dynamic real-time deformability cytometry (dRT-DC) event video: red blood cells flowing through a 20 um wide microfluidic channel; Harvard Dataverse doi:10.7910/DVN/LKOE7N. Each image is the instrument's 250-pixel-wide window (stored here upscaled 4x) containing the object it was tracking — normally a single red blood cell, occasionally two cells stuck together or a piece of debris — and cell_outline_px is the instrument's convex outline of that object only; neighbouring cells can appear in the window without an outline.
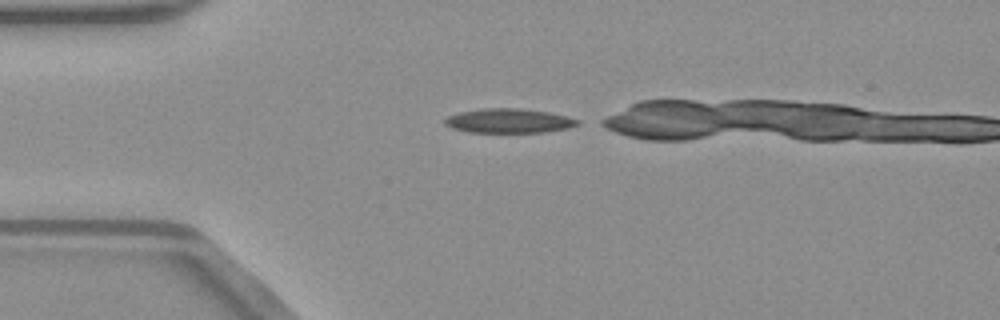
{"species": "common noctule bat (a hibernating species)", "species_latin": "Nyctalus noctula", "temperature_condition": "warm", "stored_images_in_passage": 29, "camera_frame_rate_fps": 3000, "um_per_image_px": 0.085, "animal": {"sex": "male", "body_mass_g": 23.1, "forearm_length_mm": 52.7}, "frame": {"image": 1, "passage_image": 1, "time_ms": 0.0, "image_size_px": [1000, 320], "cell_outline_px": [[580, 124], [568, 128], [544, 132], [468, 132], [452, 128], [444, 124], [444, 120], [448, 116], [460, 112], [480, 108], [520, 108], [548, 112], [568, 116], [580, 120]], "centroid_in_image_um": [43.26, 10.26], "position_along_channel_um": 41.7, "area_um2": 18.9}}
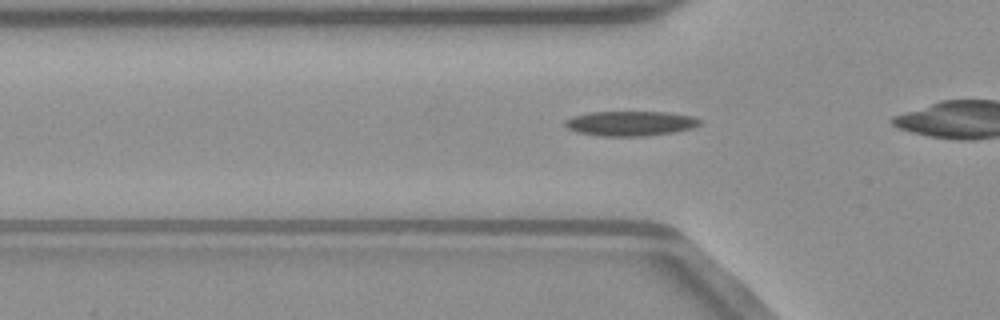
{"frame": {"image": 2, "passage_image": 5, "time_ms": 1.333, "image_size_px": [1000, 320], "cell_outline_px": [[704, 120], [700, 124], [692, 128], [672, 132], [644, 136], [600, 136], [576, 132], [568, 128], [564, 124], [564, 120], [572, 116], [592, 112], [668, 112], [692, 116]], "centroid_in_image_um": [53.58, 10.49], "position_along_channel_um": 72.2, "area_um2": 19.54}}
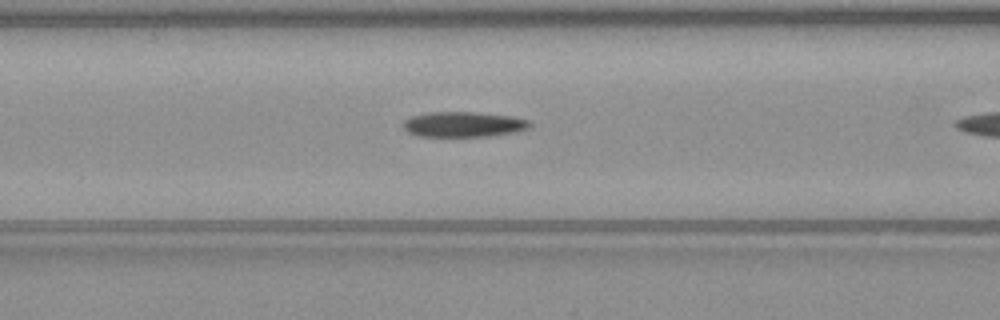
{"frame": {"image": 3, "passage_image": 9, "time_ms": 2.667, "image_size_px": [1000, 320], "cell_outline_px": [[532, 124], [528, 128], [516, 132], [488, 136], [420, 136], [408, 132], [404, 128], [404, 120], [412, 116], [428, 112], [476, 112], [512, 116], [528, 120]], "centroid_in_image_um": [39.41, 10.56], "position_along_channel_um": 127.2, "area_um2": 18.55}}